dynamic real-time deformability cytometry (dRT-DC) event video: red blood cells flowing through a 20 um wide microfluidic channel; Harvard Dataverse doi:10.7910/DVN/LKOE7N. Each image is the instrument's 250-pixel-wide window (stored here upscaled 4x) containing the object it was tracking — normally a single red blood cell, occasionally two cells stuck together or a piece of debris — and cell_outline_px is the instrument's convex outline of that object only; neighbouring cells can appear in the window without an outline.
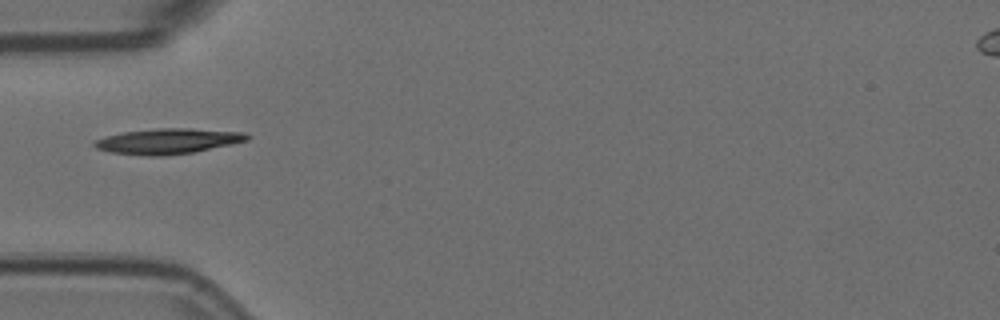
{"species": "Egyptian fruit bat (a non-hibernating species)", "species_latin": "Rousettus aegyptiacus", "temperature_condition": "room temperature", "stored_images_in_passage": 6, "camera_frame_rate_fps": 3000, "um_per_image_px": 0.085, "animal": {"sex": "female"}, "frame": {"image": 1, "passage_image": 1, "time_ms": 0.0, "image_size_px": [1000, 320], "cell_outline_px": [[252, 136], [248, 140], [232, 144], [192, 152], [164, 156], [148, 156], [112, 152], [96, 148], [92, 144], [92, 140], [104, 136], [124, 132], [156, 128], [192, 128], [244, 132]], "centroid_in_image_um": [14.26, 11.99], "position_along_channel_um": 70.7, "area_um2": 22.72}}
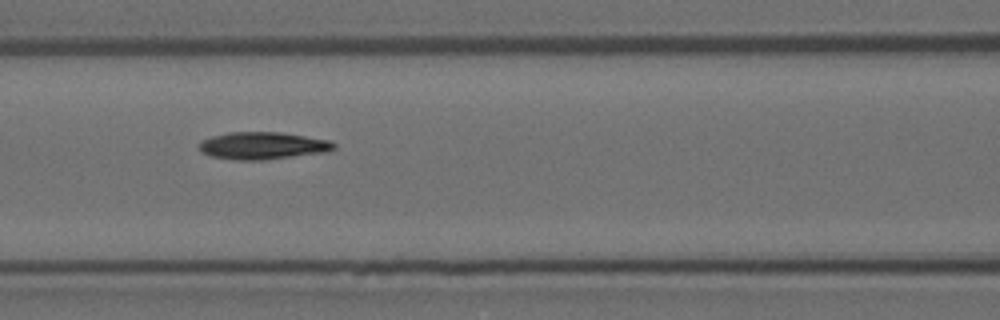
{"frame": {"image": 2, "passage_image": 3, "time_ms": 0.667, "image_size_px": [1000, 320], "cell_outline_px": [[336, 148], [328, 152], [264, 160], [236, 160], [212, 156], [200, 152], [200, 144], [204, 140], [212, 136], [228, 132], [280, 132], [328, 140], [336, 144]], "centroid_in_image_um": [22.36, 12.39], "position_along_channel_um": 144.2, "area_um2": 21.39}}
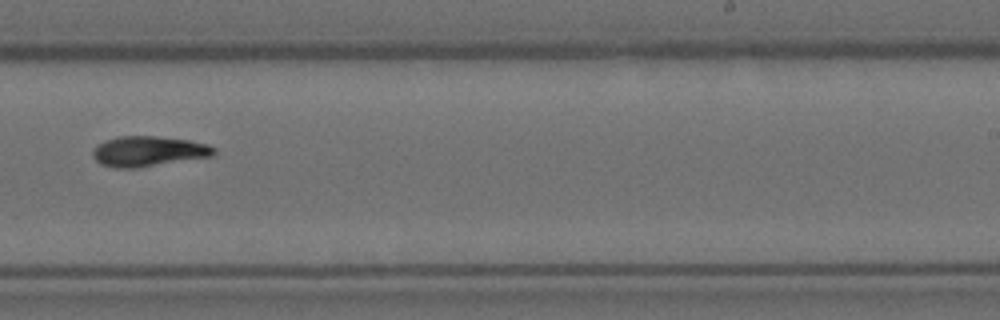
{"frame": {"image": 3, "passage_image": 6, "time_ms": 1.667, "image_size_px": [1000, 320], "cell_outline_px": [[216, 152], [212, 156], [136, 168], [116, 168], [100, 164], [92, 156], [92, 152], [104, 140], [120, 136], [156, 136], [188, 140], [208, 144], [216, 148]], "centroid_in_image_um": [12.62, 12.86], "position_along_channel_um": 276.4, "area_um2": 21.27}}